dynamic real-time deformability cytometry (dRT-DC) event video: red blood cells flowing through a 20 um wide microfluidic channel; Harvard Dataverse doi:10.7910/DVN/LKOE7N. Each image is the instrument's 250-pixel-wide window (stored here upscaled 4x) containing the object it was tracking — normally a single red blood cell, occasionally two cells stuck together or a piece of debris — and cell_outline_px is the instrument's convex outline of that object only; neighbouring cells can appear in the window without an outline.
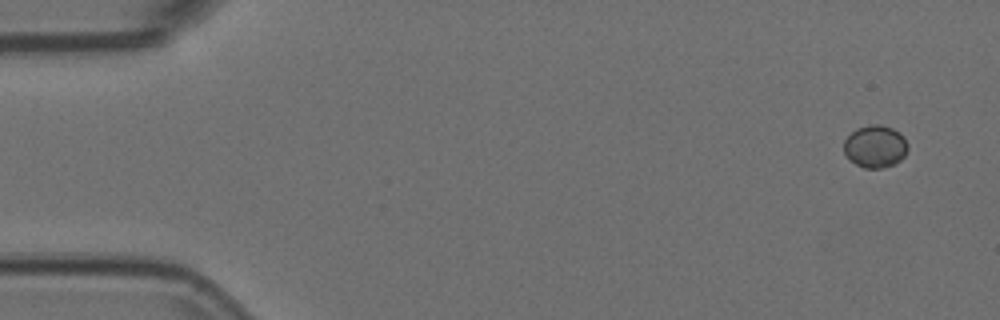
{"species": "Egyptian fruit bat (a non-hibernating species)", "species_latin": "Rousettus aegyptiacus", "temperature_condition": "room temperature", "stored_images_in_passage": 4, "camera_frame_rate_fps": 3000, "um_per_image_px": 0.085, "animal": {"sex": "female"}, "frame": {"image": 1, "passage_image": 1, "time_ms": 0.0, "image_size_px": [1000, 320], "cell_outline_px": [[908, 148], [904, 156], [900, 160], [892, 164], [880, 168], [864, 168], [848, 160], [844, 152], [844, 140], [856, 128], [868, 124], [880, 124], [892, 128], [900, 132], [904, 136], [908, 144]], "centroid_in_image_um": [74.39, 12.43], "position_along_channel_um": 10.6, "area_um2": 15.95}}
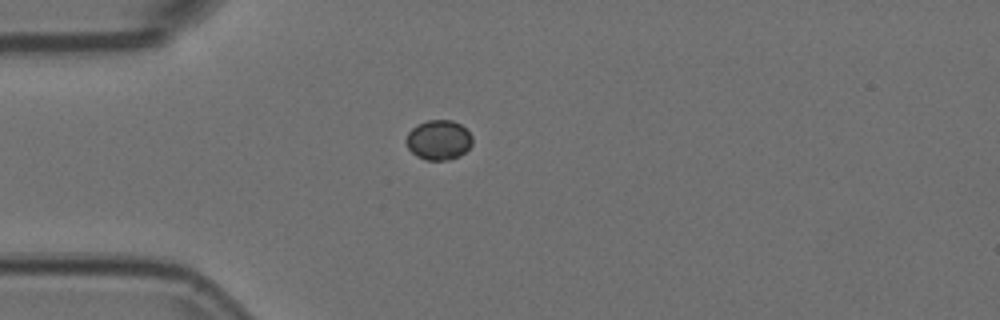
{"frame": {"image": 2, "passage_image": 4, "time_ms": 1.0, "image_size_px": [1000, 320], "cell_outline_px": [[472, 144], [460, 156], [448, 160], [424, 160], [416, 156], [408, 148], [404, 140], [408, 132], [416, 124], [428, 120], [452, 120], [460, 124], [472, 136]], "centroid_in_image_um": [37.25, 11.9], "position_along_channel_um": 47.7, "area_um2": 15.49}}